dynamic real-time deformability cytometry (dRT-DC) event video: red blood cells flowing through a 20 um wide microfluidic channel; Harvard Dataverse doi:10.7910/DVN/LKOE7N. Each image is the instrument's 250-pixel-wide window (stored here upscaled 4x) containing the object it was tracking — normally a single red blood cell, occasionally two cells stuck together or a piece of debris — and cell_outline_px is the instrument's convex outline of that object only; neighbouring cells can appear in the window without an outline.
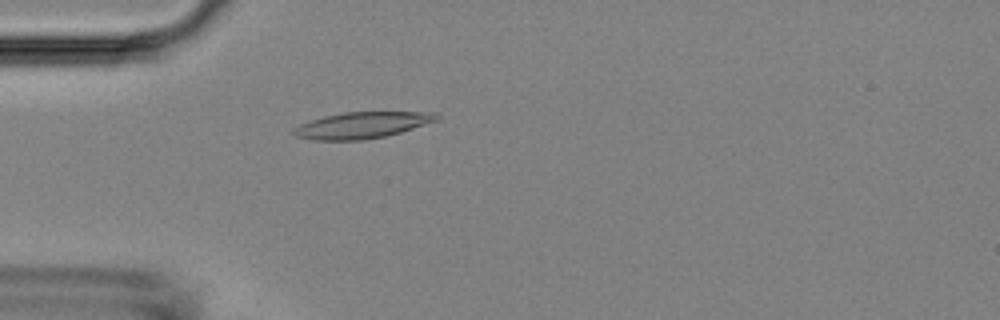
{"species": "Egyptian fruit bat (a non-hibernating species)", "species_latin": "Rousettus aegyptiacus", "temperature_condition": "room temperature", "stored_images_in_passage": 50, "camera_frame_rate_fps": 3000, "um_per_image_px": 0.085, "animal": {"sex": "female"}, "frame": {"image": 1, "passage_image": 14, "time_ms": 4.333, "image_size_px": [1000, 320], "cell_outline_px": [[440, 120], [400, 132], [384, 136], [364, 140], [312, 140], [296, 136], [288, 132], [292, 128], [308, 120], [324, 116], [344, 112], [436, 112], [440, 116]], "centroid_in_image_um": [30.73, 10.64], "position_along_channel_um": 54.3, "area_um2": 22.2}}
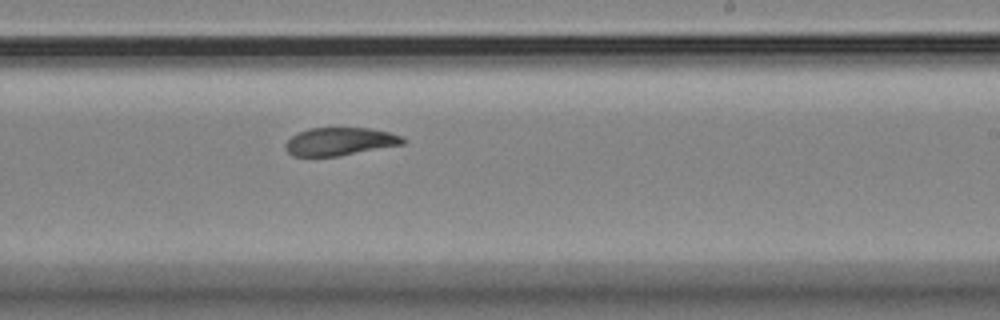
{"frame": {"image": 2, "passage_image": 30, "time_ms": 9.667, "image_size_px": [1000, 320], "cell_outline_px": [[404, 144], [340, 156], [292, 156], [284, 148], [284, 144], [292, 136], [308, 128], [368, 128], [388, 132], [404, 136]], "centroid_in_image_um": [28.88, 12.03], "position_along_channel_um": 260.1, "area_um2": 19.13}}
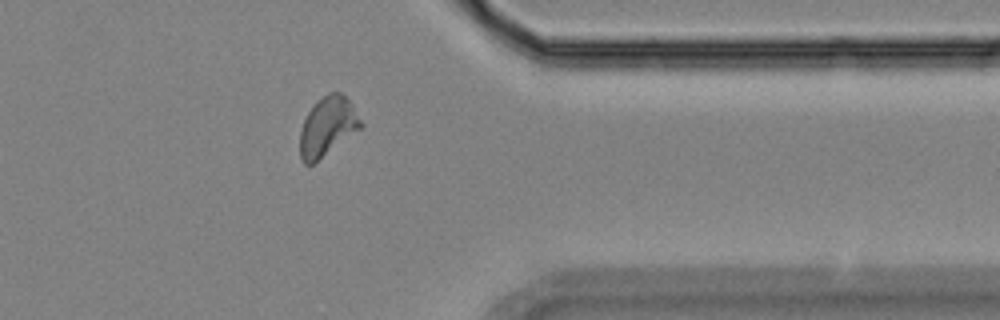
{"frame": {"image": 3, "passage_image": 40, "time_ms": 13.0, "image_size_px": [1000, 320], "cell_outline_px": [[364, 124], [360, 128], [312, 164], [304, 164], [300, 160], [300, 132], [304, 120], [308, 112], [316, 100], [328, 92], [340, 92], [352, 104]], "centroid_in_image_um": [27.82, 10.72], "position_along_channel_um": 383.6, "area_um2": 20.63}}